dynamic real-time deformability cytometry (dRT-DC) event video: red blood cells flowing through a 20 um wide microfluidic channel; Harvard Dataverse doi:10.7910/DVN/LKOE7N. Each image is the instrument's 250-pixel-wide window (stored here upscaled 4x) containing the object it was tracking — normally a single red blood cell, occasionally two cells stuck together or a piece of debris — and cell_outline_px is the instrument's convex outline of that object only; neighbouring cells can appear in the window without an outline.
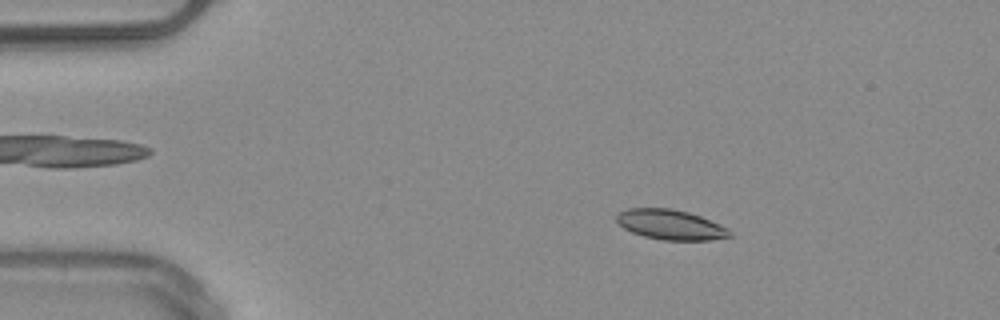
{"species": "common noctule bat (a hibernating species)", "species_latin": "Nyctalus noctula", "temperature_condition": "warm", "stored_images_in_passage": 51, "camera_frame_rate_fps": 3000, "um_per_image_px": 0.085, "animal": {"sex": "male", "body_mass_g": 20.4}, "frame": {"image": 1, "passage_image": 9, "time_ms": 2.667, "image_size_px": [1000, 320], "cell_outline_px": [[732, 236], [712, 240], [664, 240], [644, 236], [632, 232], [624, 228], [616, 220], [616, 216], [620, 212], [628, 208], [672, 208], [688, 212], [700, 216], [728, 228], [732, 232]], "centroid_in_image_um": [57.02, 19.09], "position_along_channel_um": 28.0, "area_um2": 19.71}}
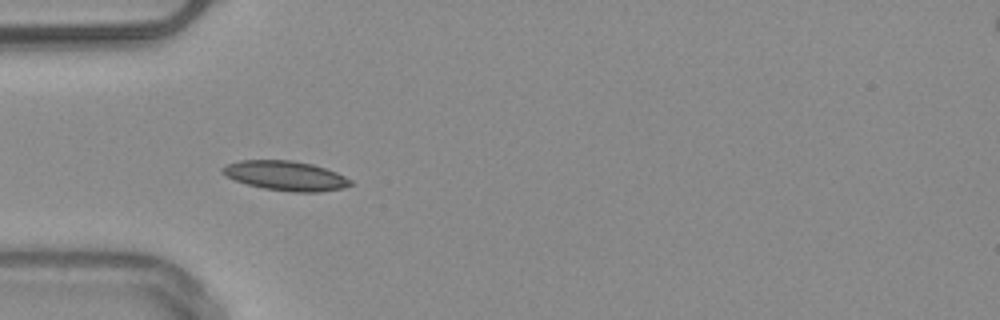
{"frame": {"image": 2, "passage_image": 16, "time_ms": 5.0, "image_size_px": [1000, 320], "cell_outline_px": [[356, 184], [344, 188], [320, 192], [292, 192], [264, 188], [248, 184], [224, 176], [220, 172], [220, 168], [228, 164], [240, 160], [292, 160], [312, 164], [336, 172], [352, 180]], "centroid_in_image_um": [24.3, 14.94], "position_along_channel_um": 60.7, "area_um2": 22.2}}
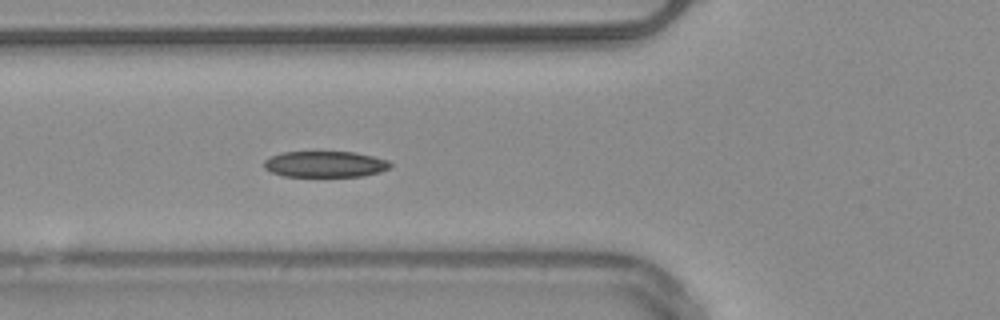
{"frame": {"image": 3, "passage_image": 19, "time_ms": 6.0, "image_size_px": [1000, 320], "cell_outline_px": [[392, 168], [380, 172], [364, 176], [284, 176], [272, 172], [264, 168], [264, 160], [280, 152], [356, 152], [388, 160], [392, 164]], "centroid_in_image_um": [27.67, 13.95], "position_along_channel_um": 98.1, "area_um2": 19.25}, "authors_computed_cell_mechanics": {"area_um2": 19.8254, "velocity_mm_per_s": 3.9877, "shape_relaxation_time_tau1_ms": 7.9729, "shape_relaxation_time_tau2_ms": null, "deformation_change_tau1": 0.1693, "deformation_change_tau2": null}}